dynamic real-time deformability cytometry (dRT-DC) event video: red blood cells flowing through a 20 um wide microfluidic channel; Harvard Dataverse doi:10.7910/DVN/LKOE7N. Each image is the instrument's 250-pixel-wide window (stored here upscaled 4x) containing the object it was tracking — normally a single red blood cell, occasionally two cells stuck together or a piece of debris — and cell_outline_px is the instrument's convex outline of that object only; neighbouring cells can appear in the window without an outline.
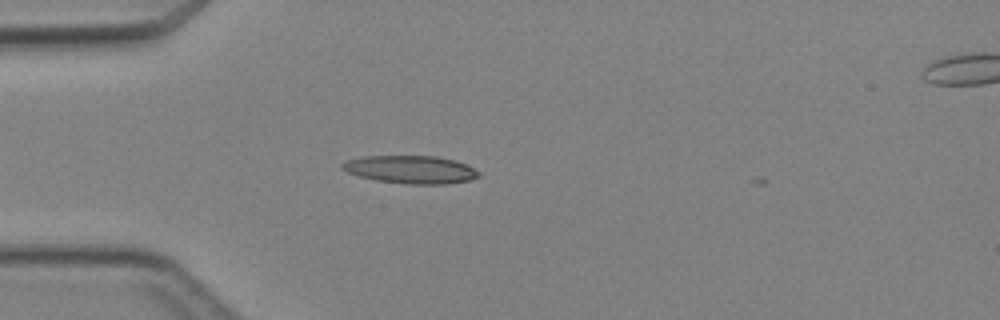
{"species": "Egyptian fruit bat (a non-hibernating species)", "species_latin": "Rousettus aegyptiacus", "temperature_condition": "cold", "stored_images_in_passage": 2, "camera_frame_rate_fps": 3000, "um_per_image_px": 0.085, "animal": {"sex": "female"}, "frame": {"image": 1, "passage_image": 1, "time_ms": 0.0, "image_size_px": [1000, 320], "cell_outline_px": [[480, 176], [468, 180], [444, 184], [408, 184], [376, 180], [360, 176], [348, 172], [340, 168], [340, 164], [348, 160], [364, 156], [436, 156], [456, 160], [468, 164], [480, 172]], "centroid_in_image_um": [34.93, 14.4], "position_along_channel_um": 50.1, "area_um2": 22.2}}